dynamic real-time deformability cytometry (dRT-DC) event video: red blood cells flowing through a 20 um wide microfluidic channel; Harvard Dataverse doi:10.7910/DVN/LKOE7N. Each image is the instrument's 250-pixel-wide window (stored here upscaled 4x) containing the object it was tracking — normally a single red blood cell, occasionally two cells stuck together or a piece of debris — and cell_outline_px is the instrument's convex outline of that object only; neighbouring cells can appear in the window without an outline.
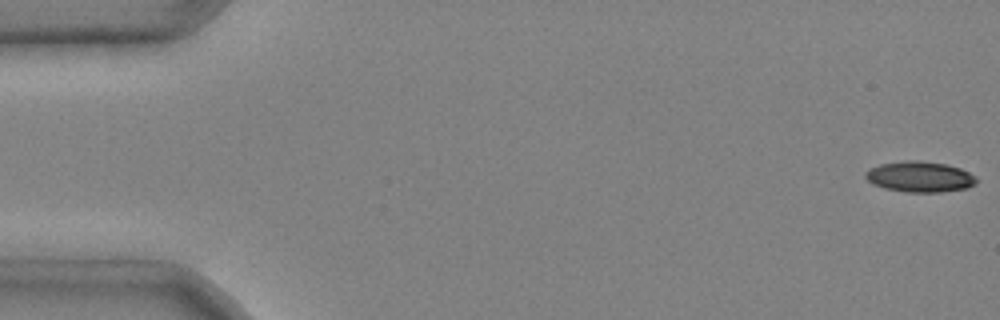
{"species": "common noctule bat (a hibernating species)", "species_latin": "Nyctalus noctula", "temperature_condition": "cold", "stored_images_in_passage": 7, "camera_frame_rate_fps": 3000, "um_per_image_px": 0.085, "animal": {"sex": "male", "body_mass_g": 20.4}, "frame": {"image": 1, "passage_image": 1, "time_ms": 0.0, "image_size_px": [1000, 320], "cell_outline_px": [[976, 184], [968, 188], [940, 192], [904, 192], [884, 188], [872, 184], [864, 176], [864, 172], [868, 168], [880, 164], [904, 160], [916, 160], [944, 164], [960, 168], [976, 176]], "centroid_in_image_um": [78.15, 15.02], "position_along_channel_um": 6.9, "area_um2": 20.0}}
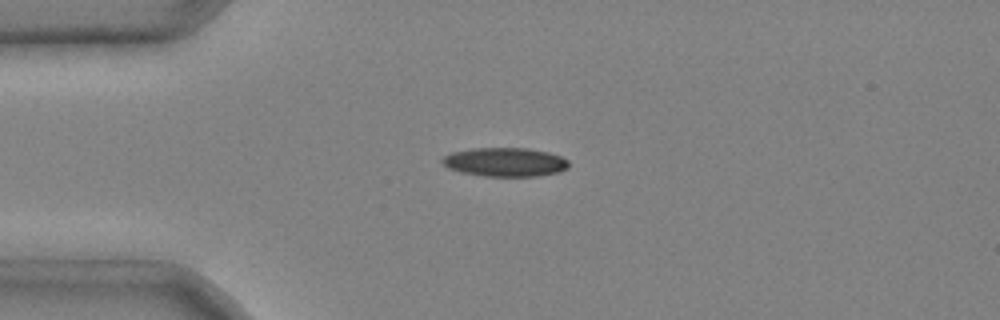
{"frame": {"image": 2, "passage_image": 4, "time_ms": 1.0, "image_size_px": [1000, 320], "cell_outline_px": [[568, 168], [560, 172], [540, 176], [484, 176], [460, 172], [448, 168], [440, 160], [444, 156], [452, 152], [472, 148], [528, 148], [548, 152], [560, 156], [568, 160]], "centroid_in_image_um": [42.94, 13.78], "position_along_channel_um": 42.1, "area_um2": 21.39}}
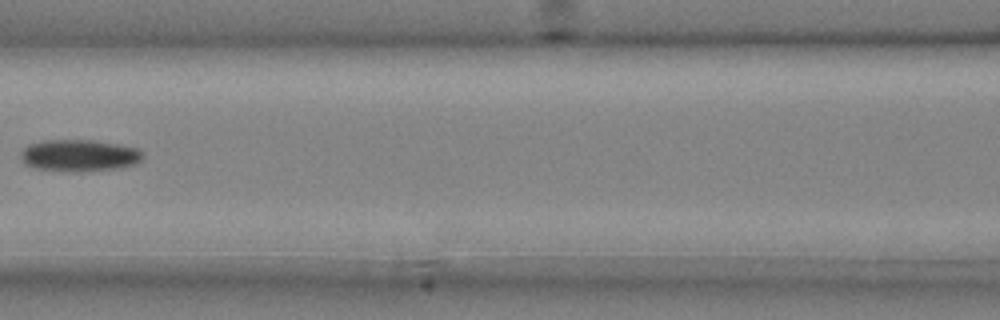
{"frame": {"image": 3, "passage_image": 7, "time_ms": 2.0, "image_size_px": [1000, 320], "cell_outline_px": [[144, 156], [136, 164], [116, 168], [36, 168], [24, 164], [20, 160], [20, 152], [28, 144], [40, 140], [92, 140], [140, 148], [144, 152]], "centroid_in_image_um": [6.73, 13.14], "position_along_channel_um": 159.9, "area_um2": 21.68}}